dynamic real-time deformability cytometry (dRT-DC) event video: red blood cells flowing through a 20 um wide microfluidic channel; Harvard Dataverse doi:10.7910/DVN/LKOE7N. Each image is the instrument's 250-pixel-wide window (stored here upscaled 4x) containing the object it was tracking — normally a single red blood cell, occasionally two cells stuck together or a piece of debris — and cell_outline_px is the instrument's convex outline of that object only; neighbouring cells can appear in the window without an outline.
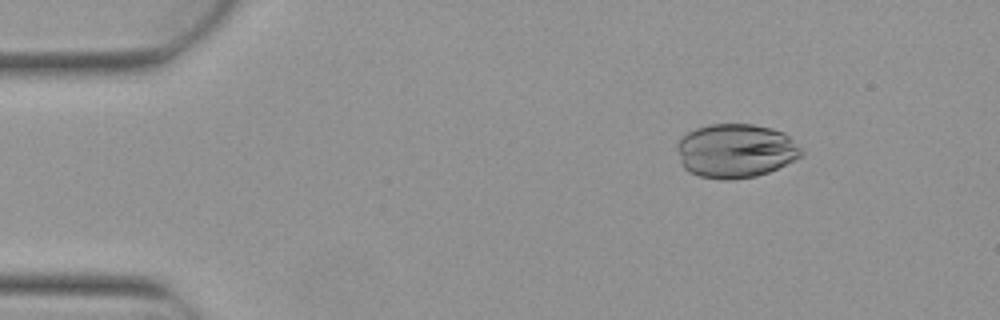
{"species": "Egyptian fruit bat (a non-hibernating species)", "species_latin": "Rousettus aegyptiacus", "temperature_condition": "warm", "stored_images_in_passage": 5, "camera_frame_rate_fps": 3000, "um_per_image_px": 0.085, "animal": {"sex": "female"}, "frame": {"image": 1, "passage_image": 2, "time_ms": 0.333, "image_size_px": [1000, 320], "cell_outline_px": [[804, 152], [800, 156], [768, 172], [756, 176], [700, 176], [688, 172], [680, 164], [676, 144], [688, 132], [696, 128], [712, 124], [752, 124], [772, 128], [784, 132]], "centroid_in_image_um": [62.5, 12.77], "position_along_channel_um": 22.5, "area_um2": 38.03}}